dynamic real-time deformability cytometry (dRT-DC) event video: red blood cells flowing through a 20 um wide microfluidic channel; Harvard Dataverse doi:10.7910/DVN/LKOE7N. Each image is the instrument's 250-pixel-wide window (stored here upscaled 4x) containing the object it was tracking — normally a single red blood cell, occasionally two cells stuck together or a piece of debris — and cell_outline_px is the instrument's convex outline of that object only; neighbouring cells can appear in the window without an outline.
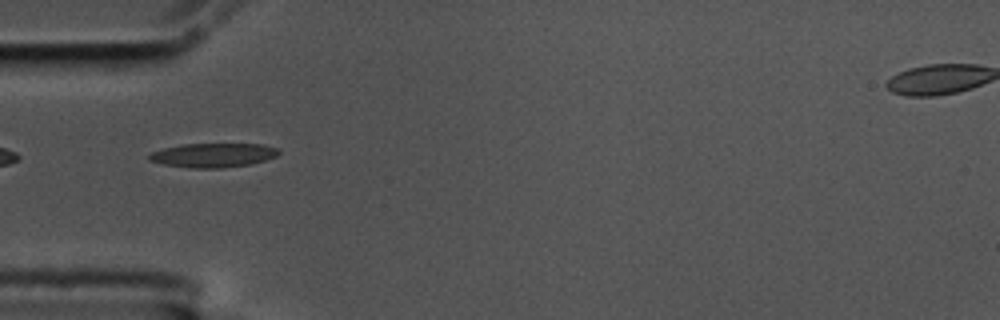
{"species": "common noctule bat (a hibernating species)", "species_latin": "Nyctalus noctula", "temperature_condition": "cold", "stored_images_in_passage": 5, "camera_frame_rate_fps": 3000, "um_per_image_px": 0.085, "animal": {"sex": "male", "body_mass_g": 17.5, "forearm_length_mm": 52.3}, "frame": {"image": 1, "passage_image": 3, "time_ms": 0.667, "image_size_px": [1000, 320], "cell_outline_px": [[280, 152], [276, 156], [252, 164], [224, 168], [192, 168], [164, 164], [148, 160], [148, 156], [152, 152], [164, 148], [184, 144], [264, 144], [280, 148]], "centroid_in_image_um": [18.16, 13.19], "position_along_channel_um": 66.8, "area_um2": 18.26}}
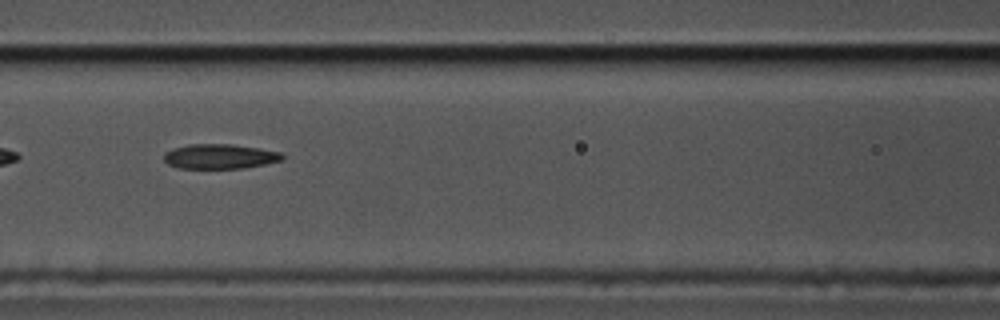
{"frame": {"image": 2, "passage_image": 5, "time_ms": 1.333, "image_size_px": [1000, 320], "cell_outline_px": [[284, 160], [244, 168], [176, 168], [168, 164], [164, 160], [164, 152], [172, 148], [188, 144], [232, 144], [260, 148], [284, 152]], "centroid_in_image_um": [18.7, 13.29], "position_along_channel_um": 147.9, "area_um2": 17.34}}